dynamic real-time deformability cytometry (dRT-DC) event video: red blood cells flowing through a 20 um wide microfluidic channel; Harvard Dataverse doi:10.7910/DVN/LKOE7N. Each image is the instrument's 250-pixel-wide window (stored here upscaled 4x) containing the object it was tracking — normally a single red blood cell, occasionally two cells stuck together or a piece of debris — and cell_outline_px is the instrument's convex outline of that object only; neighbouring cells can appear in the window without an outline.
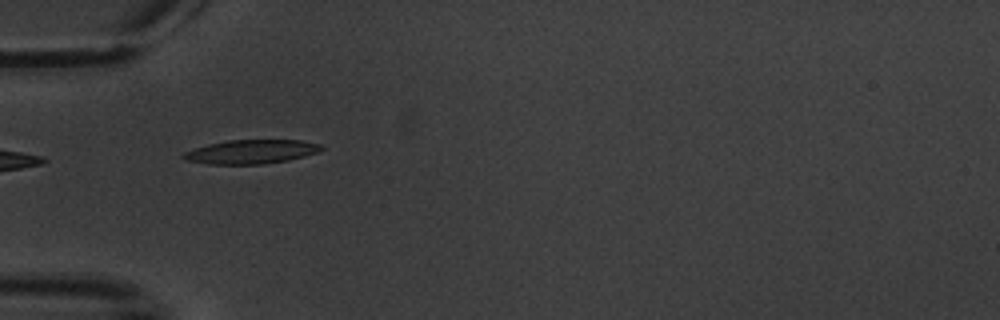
{"species": "common noctule bat (a hibernating species)", "species_latin": "Nyctalus noctula", "temperature_condition": "warm", "stored_images_in_passage": 11, "camera_frame_rate_fps": 3000, "um_per_image_px": 0.085, "animal": {"sex": "male", "body_mass_g": 20.1, "forearm_length_mm": 53.5}, "frame": {"image": 1, "passage_image": 5, "time_ms": 5.667, "image_size_px": [1000, 320], "cell_outline_px": [[324, 148], [316, 152], [304, 156], [288, 160], [264, 164], [208, 164], [188, 160], [180, 156], [184, 152], [208, 144], [228, 140], [300, 140], [320, 144]], "centroid_in_image_um": [21.35, 12.89], "position_along_channel_um": 63.7, "area_um2": 19.07}}
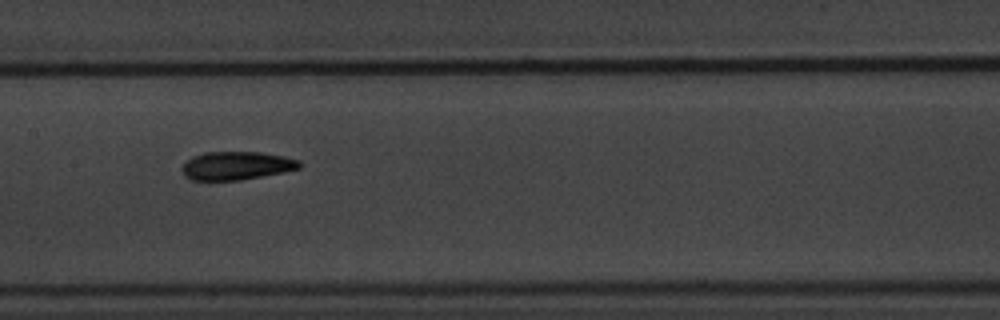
{"frame": {"image": 2, "passage_image": 8, "time_ms": 9.333, "image_size_px": [1000, 320], "cell_outline_px": [[304, 164], [300, 168], [284, 172], [240, 180], [192, 180], [184, 176], [180, 168], [192, 156], [204, 152], [260, 152], [284, 156], [300, 160]], "centroid_in_image_um": [20.12, 14.08], "position_along_channel_um": 187.3, "area_um2": 19.54}}
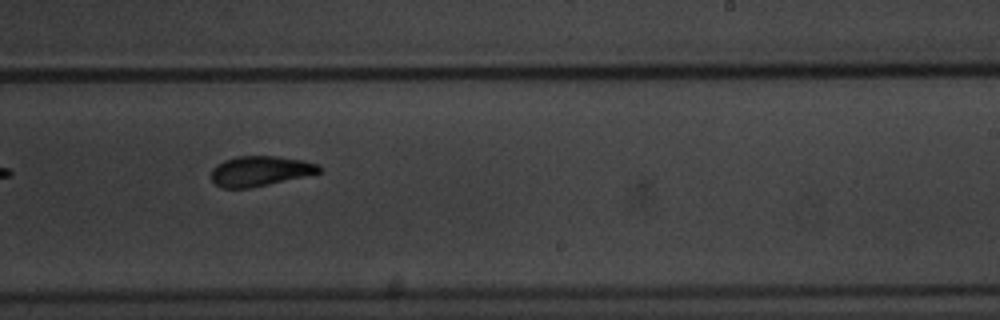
{"frame": {"image": 3, "passage_image": 10, "time_ms": 11.667, "image_size_px": [1000, 320], "cell_outline_px": [[324, 168], [320, 172], [268, 184], [248, 188], [224, 188], [216, 184], [212, 180], [212, 168], [216, 164], [224, 160], [236, 156], [276, 156], [304, 160], [320, 164]], "centroid_in_image_um": [22.12, 14.52], "position_along_channel_um": 266.9, "area_um2": 18.84}}